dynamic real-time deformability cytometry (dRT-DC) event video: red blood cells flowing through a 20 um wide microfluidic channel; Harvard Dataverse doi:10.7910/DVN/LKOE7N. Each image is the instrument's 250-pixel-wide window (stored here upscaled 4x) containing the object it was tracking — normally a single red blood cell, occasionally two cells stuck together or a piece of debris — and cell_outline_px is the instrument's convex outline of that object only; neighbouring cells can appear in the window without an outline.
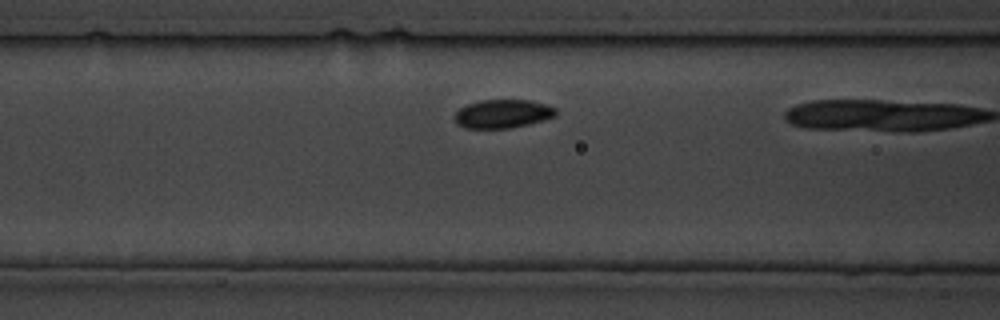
{"species": "common noctule bat (a hibernating species)", "species_latin": "Nyctalus noctula", "temperature_condition": "cold", "stored_images_in_passage": 8, "camera_frame_rate_fps": 3000, "um_per_image_px": 0.085, "animal": {"sex": "male", "body_mass_g": 19.5, "forearm_length_mm": 54.6}, "frame": {"image": 1, "passage_image": 5, "time_ms": 4.333, "image_size_px": [1000, 320], "cell_outline_px": [[556, 116], [544, 120], [512, 128], [464, 128], [456, 124], [456, 112], [460, 108], [468, 104], [480, 100], [528, 100], [548, 104], [556, 108]], "centroid_in_image_um": [42.76, 9.67], "position_along_channel_um": 123.8, "area_um2": 16.88}}
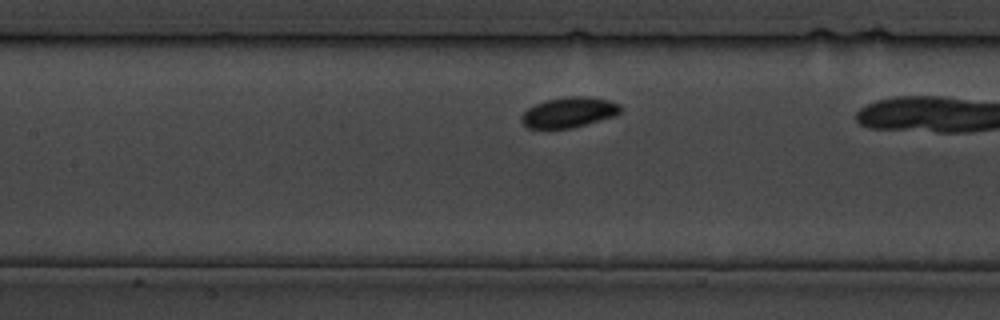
{"frame": {"image": 2, "passage_image": 7, "time_ms": 6.667, "image_size_px": [1000, 320], "cell_outline_px": [[620, 112], [616, 116], [572, 128], [528, 128], [520, 120], [520, 116], [528, 108], [536, 104], [548, 100], [568, 96], [584, 96], [608, 100], [620, 104]], "centroid_in_image_um": [48.36, 9.55], "position_along_channel_um": 159.0, "area_um2": 17.4}}